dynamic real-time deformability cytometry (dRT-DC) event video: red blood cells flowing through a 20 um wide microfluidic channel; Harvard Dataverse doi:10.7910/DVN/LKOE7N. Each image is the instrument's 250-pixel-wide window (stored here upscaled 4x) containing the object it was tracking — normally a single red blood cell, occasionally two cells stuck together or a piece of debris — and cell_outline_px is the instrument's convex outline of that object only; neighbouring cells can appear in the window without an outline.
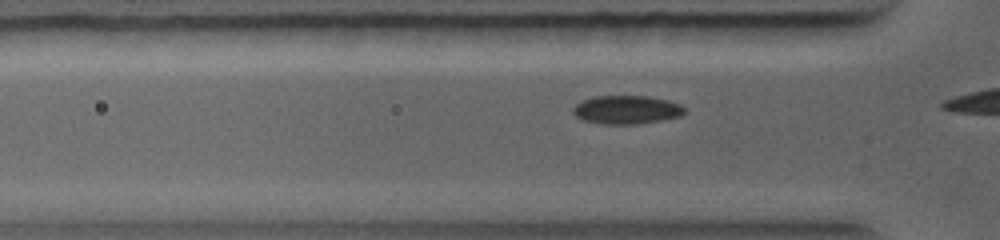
{"species": "common noctule bat (a hibernating species)", "species_latin": "Nyctalus noctula", "temperature_condition": "warm", "stored_images_in_passage": 7, "camera_frame_rate_fps": 5000, "um_per_image_px": 0.085, "animal": {"sex": "female", "body_mass_g": 19.0, "forearm_length_mm": 56.7}, "frame": {"image": 1, "passage_image": 5, "time_ms": 1.0, "image_size_px": [1000, 240], "cell_outline_px": [[684, 112], [680, 116], [660, 120], [636, 124], [600, 124], [580, 120], [572, 112], [572, 108], [576, 104], [592, 96], [648, 96], [668, 100], [680, 104], [684, 108]], "centroid_in_image_um": [53.21, 9.33], "position_along_channel_um": 72.6, "area_um2": 18.55}}